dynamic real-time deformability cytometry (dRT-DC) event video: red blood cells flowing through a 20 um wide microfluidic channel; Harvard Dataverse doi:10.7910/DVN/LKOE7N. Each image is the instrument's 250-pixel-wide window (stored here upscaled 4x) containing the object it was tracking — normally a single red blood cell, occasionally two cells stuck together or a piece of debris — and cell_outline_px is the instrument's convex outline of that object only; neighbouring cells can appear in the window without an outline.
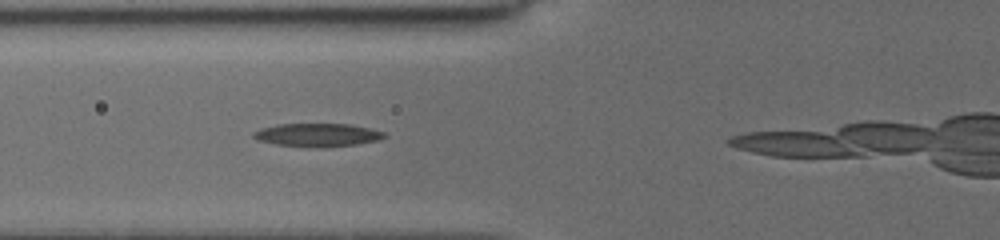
{"species": "common noctule bat (a hibernating species)", "species_latin": "Nyctalus noctula", "temperature_condition": "cold", "stored_images_in_passage": 6, "camera_frame_rate_fps": 3000, "um_per_image_px": 0.085, "animal": {"sex": "female", "body_mass_g": 19.5, "forearm_length_mm": 54.1}, "frame": {"image": 1, "passage_image": 5, "time_ms": 3.333, "image_size_px": [1000, 240], "cell_outline_px": [[388, 136], [376, 140], [356, 144], [276, 144], [256, 140], [252, 136], [252, 132], [260, 128], [276, 124], [352, 124], [384, 132]], "centroid_in_image_um": [26.93, 11.4], "position_along_channel_um": 98.9, "area_um2": 16.59}}